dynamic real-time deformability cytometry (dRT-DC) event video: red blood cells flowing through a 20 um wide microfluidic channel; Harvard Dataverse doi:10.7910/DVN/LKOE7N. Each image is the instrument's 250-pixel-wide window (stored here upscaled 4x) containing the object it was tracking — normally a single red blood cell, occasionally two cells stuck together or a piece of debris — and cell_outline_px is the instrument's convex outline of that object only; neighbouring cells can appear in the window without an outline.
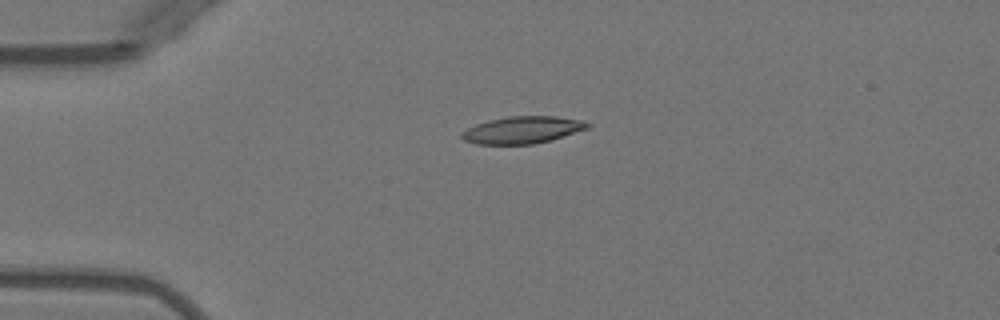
{"species": "Egyptian fruit bat (a non-hibernating species)", "species_latin": "Rousettus aegyptiacus", "temperature_condition": "warm", "stored_images_in_passage": 4, "camera_frame_rate_fps": 3000, "um_per_image_px": 0.085, "animal": {"sex": "female"}, "frame": {"image": 1, "passage_image": 1, "time_ms": 0.0, "image_size_px": [1000, 320], "cell_outline_px": [[592, 124], [588, 128], [552, 140], [532, 144], [476, 144], [464, 140], [460, 136], [460, 132], [476, 124], [488, 120], [508, 116], [556, 116], [584, 120]], "centroid_in_image_um": [44.42, 11.04], "position_along_channel_um": 40.6, "area_um2": 20.0}}
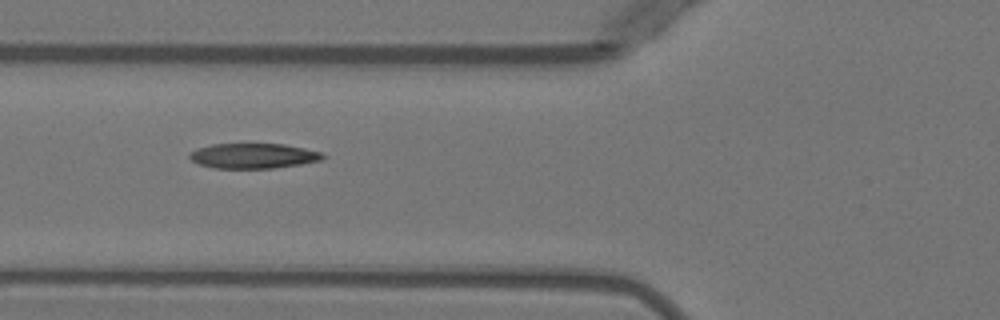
{"frame": {"image": 2, "passage_image": 3, "time_ms": 2.333, "image_size_px": [1000, 320], "cell_outline_px": [[324, 156], [320, 160], [300, 164], [272, 168], [216, 168], [200, 164], [192, 160], [188, 156], [188, 152], [196, 148], [212, 144], [284, 144], [304, 148], [320, 152]], "centroid_in_image_um": [21.48, 13.24], "position_along_channel_um": 104.3, "area_um2": 19.31}}
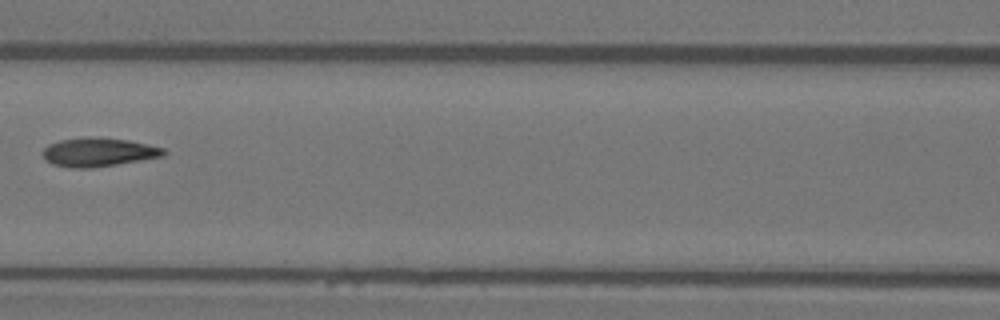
{"frame": {"image": 3, "passage_image": 4, "time_ms": 3.667, "image_size_px": [1000, 320], "cell_outline_px": [[168, 152], [164, 156], [92, 168], [72, 168], [52, 164], [44, 160], [40, 152], [48, 144], [60, 140], [88, 136], [100, 136], [128, 140], [148, 144], [164, 148]], "centroid_in_image_um": [8.33, 12.92], "position_along_channel_um": 158.3, "area_um2": 20.63}}